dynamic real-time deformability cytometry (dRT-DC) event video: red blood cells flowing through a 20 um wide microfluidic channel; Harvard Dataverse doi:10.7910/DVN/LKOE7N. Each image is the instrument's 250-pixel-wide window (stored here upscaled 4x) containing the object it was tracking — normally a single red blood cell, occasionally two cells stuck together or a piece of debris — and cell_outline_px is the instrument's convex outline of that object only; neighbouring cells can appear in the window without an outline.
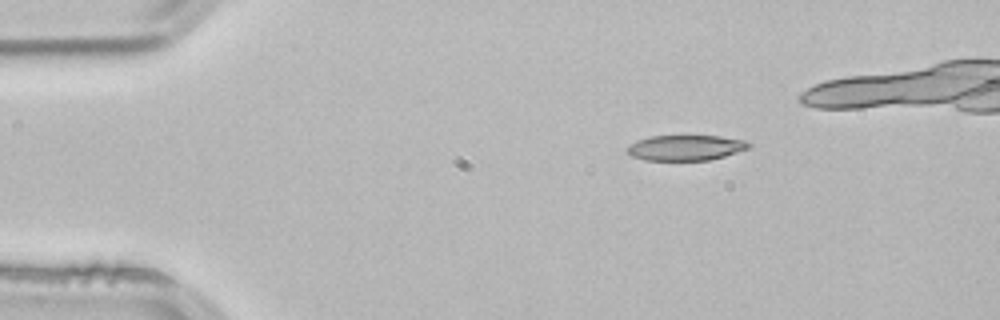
{"species": "common noctule bat (a hibernating species)", "species_latin": "Nyctalus noctula", "temperature_condition": "room temperature", "stored_images_in_passage": 2, "camera_frame_rate_fps": 3000, "um_per_image_px": 0.085, "animal": {"sex": "male", "body_mass_g": 21.5, "forearm_length_mm": 52.0}, "frame": {"image": 1, "passage_image": 2, "time_ms": 0.333, "image_size_px": [1000, 320], "cell_outline_px": [[752, 148], [724, 156], [708, 160], [644, 160], [632, 156], [624, 148], [636, 140], [648, 136], [720, 136], [744, 140], [752, 144]], "centroid_in_image_um": [58.28, 12.55], "position_along_channel_um": 26.7, "area_um2": 18.15}}